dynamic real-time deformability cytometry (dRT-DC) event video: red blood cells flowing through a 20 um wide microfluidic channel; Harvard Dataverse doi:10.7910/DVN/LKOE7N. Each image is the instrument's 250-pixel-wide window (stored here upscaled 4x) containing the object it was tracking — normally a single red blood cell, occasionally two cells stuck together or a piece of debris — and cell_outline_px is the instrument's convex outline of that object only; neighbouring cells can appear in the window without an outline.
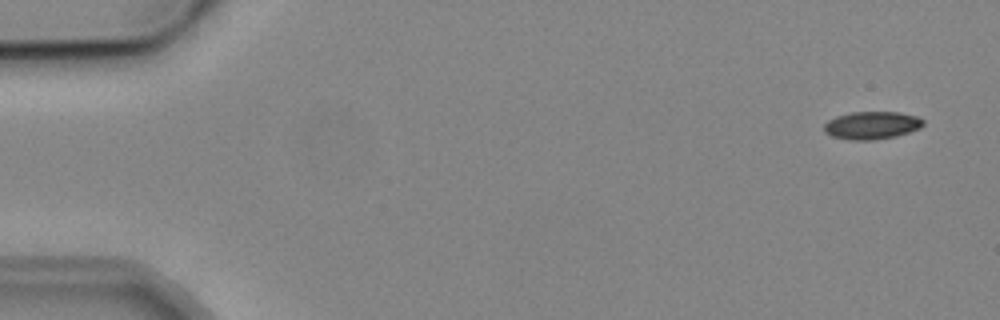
{"species": "common noctule bat (a hibernating species)", "species_latin": "Nyctalus noctula", "temperature_condition": "cold", "stored_images_in_passage": 7, "camera_frame_rate_fps": 3000, "um_per_image_px": 0.085, "animal": {"sex": "male", "body_mass_g": 19.2, "forearm_length_mm": 51.8}, "frame": {"image": 1, "passage_image": 1, "time_ms": 0.0, "image_size_px": [1000, 320], "cell_outline_px": [[924, 124], [920, 128], [896, 136], [872, 140], [852, 140], [832, 136], [824, 132], [824, 124], [828, 120], [836, 116], [852, 112], [900, 112], [916, 116], [924, 120]], "centroid_in_image_um": [74.1, 10.65], "position_along_channel_um": 10.9, "area_um2": 16.01}}
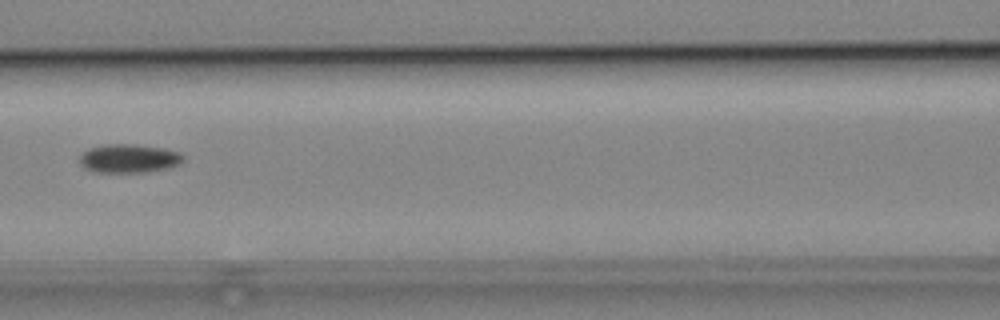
{"frame": {"image": 2, "passage_image": 6, "time_ms": 7.333, "image_size_px": [1000, 320], "cell_outline_px": [[184, 160], [180, 164], [168, 168], [144, 172], [96, 172], [84, 168], [80, 164], [80, 156], [88, 148], [104, 144], [136, 144], [164, 148], [180, 152], [184, 156]], "centroid_in_image_um": [10.97, 13.46], "position_along_channel_um": 155.6, "area_um2": 17.46}}
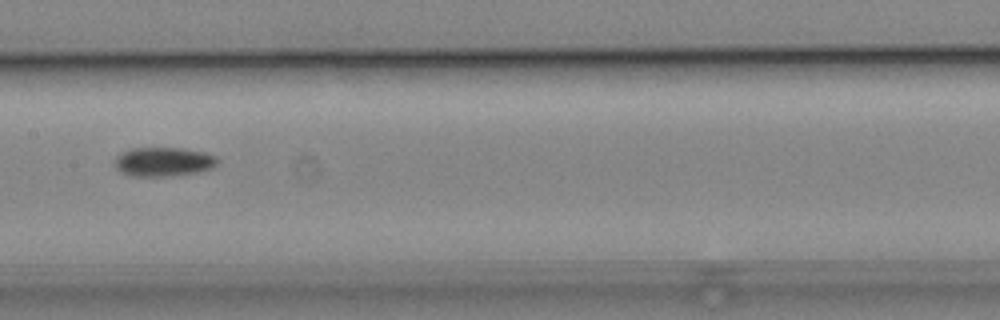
{"frame": {"image": 3, "passage_image": 7, "time_ms": 8.333, "image_size_px": [1000, 320], "cell_outline_px": [[216, 164], [208, 168], [192, 172], [164, 176], [132, 176], [120, 172], [116, 168], [116, 160], [124, 152], [132, 148], [184, 148], [204, 152], [216, 156]], "centroid_in_image_um": [13.87, 13.74], "position_along_channel_um": 193.5, "area_um2": 16.82}}